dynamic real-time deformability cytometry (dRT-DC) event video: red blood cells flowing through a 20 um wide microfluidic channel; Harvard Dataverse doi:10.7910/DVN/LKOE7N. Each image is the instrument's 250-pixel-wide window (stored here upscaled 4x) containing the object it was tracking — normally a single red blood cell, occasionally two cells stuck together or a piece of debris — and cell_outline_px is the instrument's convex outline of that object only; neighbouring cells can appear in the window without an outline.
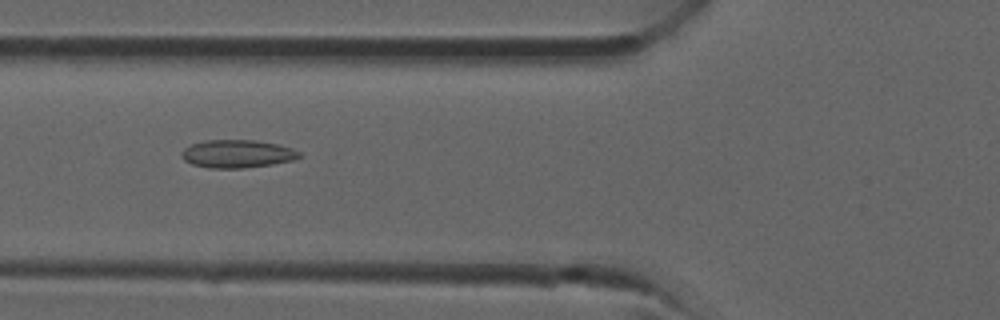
{"species": "common noctule bat (a hibernating species)", "species_latin": "Nyctalus noctula", "temperature_condition": "room temperature", "stored_images_in_passage": 35, "camera_frame_rate_fps": 3000, "um_per_image_px": 0.085, "animal": {"sex": "male", "forearm_length_mm": 52.5}, "frame": {"image": 1, "passage_image": 13, "time_ms": 4.0, "image_size_px": [1000, 320], "cell_outline_px": [[300, 156], [292, 160], [272, 164], [244, 168], [208, 168], [192, 164], [184, 160], [180, 156], [180, 152], [184, 148], [192, 144], [204, 140], [256, 140], [280, 144], [292, 148], [300, 152]], "centroid_in_image_um": [20.14, 13.07], "position_along_channel_um": 105.7, "area_um2": 19.31}}
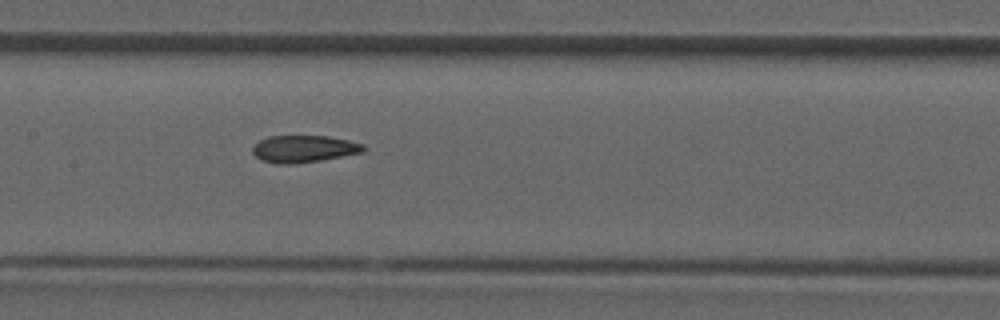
{"frame": {"image": 2, "passage_image": 17, "time_ms": 5.333, "image_size_px": [1000, 320], "cell_outline_px": [[368, 148], [364, 152], [320, 160], [292, 164], [276, 164], [260, 160], [252, 152], [252, 148], [260, 140], [268, 136], [328, 136], [348, 140], [364, 144]], "centroid_in_image_um": [25.84, 12.65], "position_along_channel_um": 181.6, "area_um2": 17.57}}
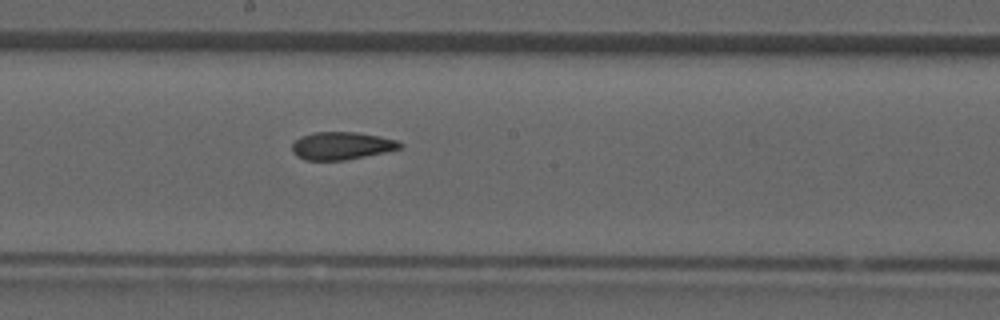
{"frame": {"image": 3, "passage_image": 19, "time_ms": 6.0, "image_size_px": [1000, 320], "cell_outline_px": [[404, 144], [400, 148], [384, 152], [344, 160], [304, 160], [296, 156], [292, 152], [292, 144], [300, 136], [316, 132], [356, 132], [380, 136], [396, 140]], "centroid_in_image_um": [29.01, 12.39], "position_along_channel_um": 219.2, "area_um2": 17.34}}